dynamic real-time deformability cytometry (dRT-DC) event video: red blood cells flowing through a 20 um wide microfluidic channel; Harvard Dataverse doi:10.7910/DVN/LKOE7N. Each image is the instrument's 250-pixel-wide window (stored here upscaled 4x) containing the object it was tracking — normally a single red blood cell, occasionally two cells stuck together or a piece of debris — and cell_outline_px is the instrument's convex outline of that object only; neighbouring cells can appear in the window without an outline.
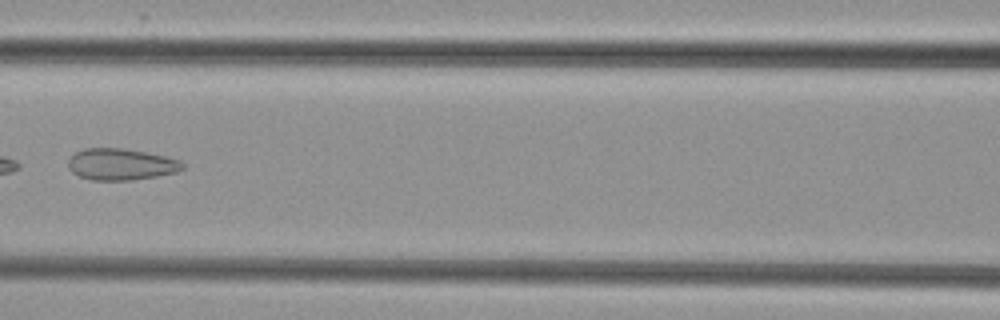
{"species": "common noctule bat (a hibernating species)", "species_latin": "Nyctalus noctula", "temperature_condition": "cold", "stored_images_in_passage": 6, "camera_frame_rate_fps": 3000, "um_per_image_px": 0.085, "animal": {"sex": "female", "body_mass_g": 29.2, "forearm_length_mm": 56.3}, "frame": {"image": 1, "passage_image": 5, "time_ms": 5.0, "image_size_px": [1000, 320], "cell_outline_px": [[184, 168], [176, 172], [156, 176], [132, 180], [92, 180], [80, 176], [72, 172], [68, 168], [68, 160], [76, 152], [84, 148], [120, 148], [144, 152], [164, 156], [180, 160], [184, 164]], "centroid_in_image_um": [10.27, 13.97], "position_along_channel_um": 156.3, "area_um2": 20.87}}
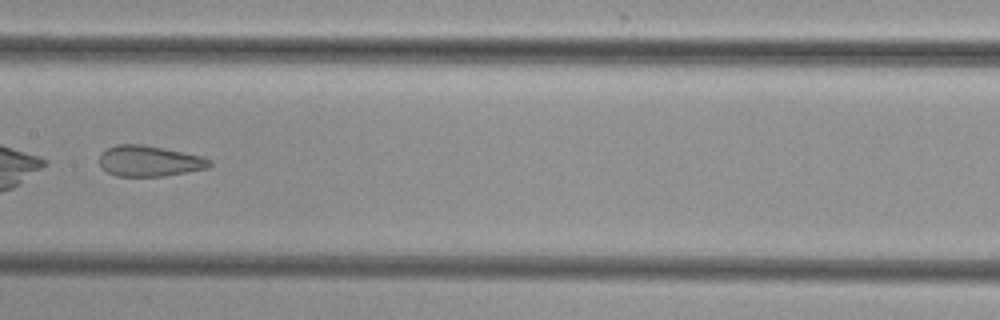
{"frame": {"image": 2, "passage_image": 6, "time_ms": 6.0, "image_size_px": [1000, 320], "cell_outline_px": [[212, 164], [208, 168], [164, 176], [116, 176], [108, 172], [100, 164], [100, 152], [116, 144], [144, 144], [164, 148], [200, 156], [212, 160]], "centroid_in_image_um": [12.69, 13.68], "position_along_channel_um": 194.7, "area_um2": 19.71}}